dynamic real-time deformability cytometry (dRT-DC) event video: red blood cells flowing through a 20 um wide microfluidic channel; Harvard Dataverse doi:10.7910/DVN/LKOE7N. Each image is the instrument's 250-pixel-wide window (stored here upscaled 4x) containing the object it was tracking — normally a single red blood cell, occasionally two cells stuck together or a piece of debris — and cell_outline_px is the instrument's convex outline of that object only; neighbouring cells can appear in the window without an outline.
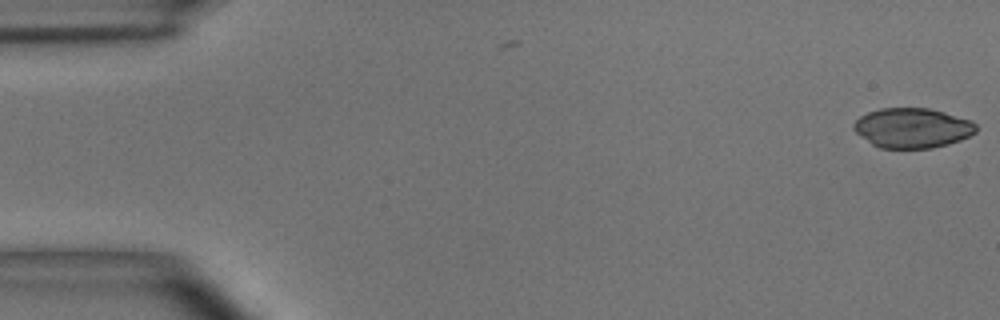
{"species": "common noctule bat (a hibernating species)", "species_latin": "Nyctalus noctula", "temperature_condition": "room temperature", "stored_images_in_passage": 8, "camera_frame_rate_fps": 3000, "um_per_image_px": 0.085, "animal": {"sex": "male", "body_mass_g": 15.6}, "frame": {"image": 1, "passage_image": 1, "time_ms": 0.0, "image_size_px": [1000, 320], "cell_outline_px": [[976, 132], [960, 140], [948, 144], [932, 148], [880, 148], [872, 144], [860, 136], [852, 128], [852, 124], [860, 116], [868, 112], [880, 108], [928, 108], [944, 112], [972, 120], [976, 124]], "centroid_in_image_um": [77.54, 10.87], "position_along_channel_um": 7.5, "area_um2": 28.5}}